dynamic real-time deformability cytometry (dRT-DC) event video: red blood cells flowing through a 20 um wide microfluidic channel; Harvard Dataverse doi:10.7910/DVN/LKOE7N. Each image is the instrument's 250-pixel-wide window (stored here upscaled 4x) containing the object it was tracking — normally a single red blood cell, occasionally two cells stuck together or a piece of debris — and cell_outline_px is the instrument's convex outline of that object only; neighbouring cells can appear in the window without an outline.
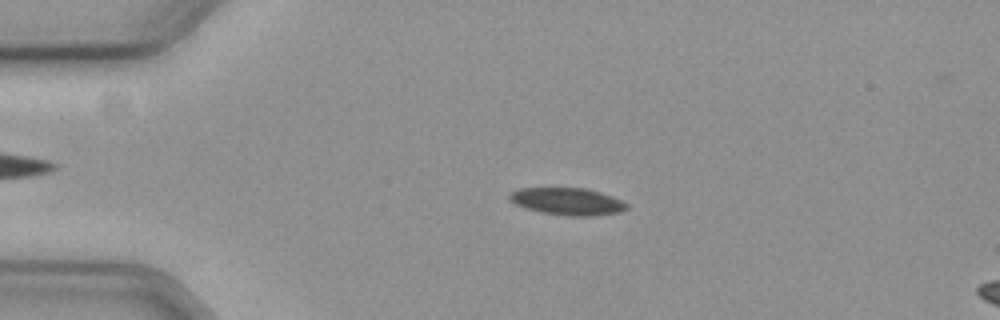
{"species": "common noctule bat (a hibernating species)", "species_latin": "Nyctalus noctula", "temperature_condition": "cold", "stored_images_in_passage": 40, "camera_frame_rate_fps": 3000, "um_per_image_px": 0.085, "animal": {"sex": "female", "body_mass_g": 19.3, "forearm_length_mm": 54.1}, "frame": {"image": 1, "passage_image": 3, "time_ms": 0.667, "image_size_px": [1000, 320], "cell_outline_px": [[628, 208], [620, 212], [592, 216], [564, 216], [540, 212], [524, 208], [508, 200], [508, 196], [512, 192], [520, 188], [588, 188], [612, 196], [628, 204]], "centroid_in_image_um": [48.22, 17.13], "position_along_channel_um": 36.8, "area_um2": 18.73}}
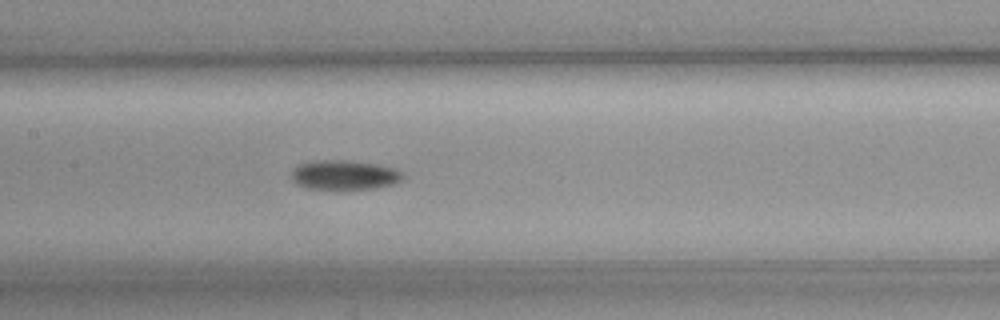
{"frame": {"image": 2, "passage_image": 18, "time_ms": 5.667, "image_size_px": [1000, 320], "cell_outline_px": [[408, 176], [404, 180], [396, 184], [372, 188], [308, 188], [296, 184], [292, 180], [292, 172], [300, 164], [316, 160], [352, 160], [380, 164], [404, 172]], "centroid_in_image_um": [29.37, 14.85], "position_along_channel_um": 178.0, "area_um2": 19.25}}
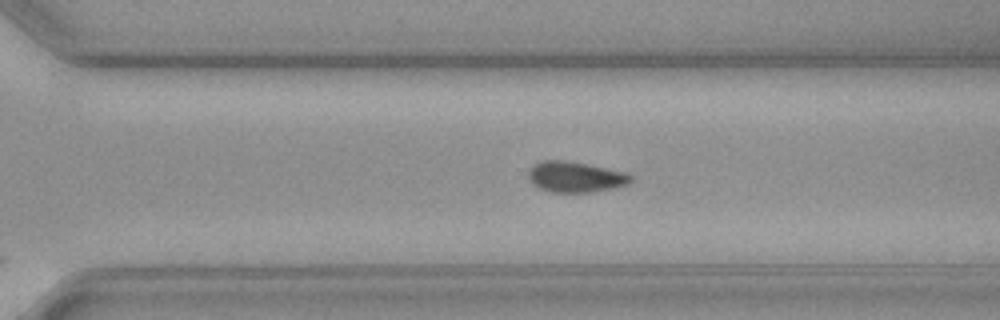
{"frame": {"image": 3, "passage_image": 30, "time_ms": 9.667, "image_size_px": [1000, 320], "cell_outline_px": [[632, 180], [628, 184], [616, 188], [592, 192], [552, 192], [540, 188], [532, 184], [528, 176], [528, 172], [532, 164], [540, 160], [568, 160], [628, 172], [632, 176]], "centroid_in_image_um": [48.92, 15.02], "position_along_channel_um": 321.7, "area_um2": 18.67}, "authors_computed_cell_mechanics": {"area_um2": 19.1607, "velocity_mm_per_s": 3.6063, "shape_relaxation_time_tau1_ms": 5.1763, "shape_relaxation_time_tau2_ms": null, "deformation_change_tau1": 0.0942, "deformation_change_tau2": null}}